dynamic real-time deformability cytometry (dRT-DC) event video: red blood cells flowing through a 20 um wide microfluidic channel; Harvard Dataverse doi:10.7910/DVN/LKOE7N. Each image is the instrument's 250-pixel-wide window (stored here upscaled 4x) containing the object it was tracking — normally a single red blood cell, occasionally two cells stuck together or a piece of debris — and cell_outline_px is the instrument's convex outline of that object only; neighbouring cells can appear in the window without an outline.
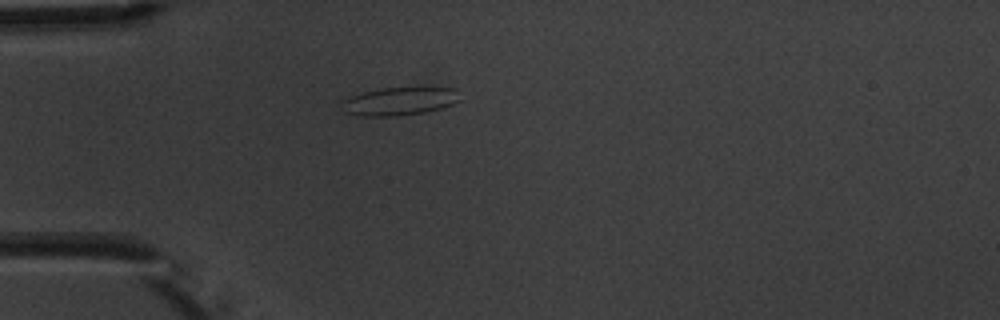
{"species": "common noctule bat (a hibernating species)", "species_latin": "Nyctalus noctula", "temperature_condition": "warm", "stored_images_in_passage": 2, "camera_frame_rate_fps": 3000, "um_per_image_px": 0.085, "animal": {"sex": "male", "body_mass_g": 20.1, "forearm_length_mm": 53.5}, "frame": {"image": 1, "passage_image": 1, "time_ms": 0.0, "image_size_px": [1000, 320], "cell_outline_px": [[460, 100], [444, 108], [424, 112], [396, 116], [356, 116], [344, 112], [340, 100], [364, 92], [380, 88], [428, 84], [456, 88]], "centroid_in_image_um": [34.02, 8.55], "position_along_channel_um": 51.0, "area_um2": 20.46}}